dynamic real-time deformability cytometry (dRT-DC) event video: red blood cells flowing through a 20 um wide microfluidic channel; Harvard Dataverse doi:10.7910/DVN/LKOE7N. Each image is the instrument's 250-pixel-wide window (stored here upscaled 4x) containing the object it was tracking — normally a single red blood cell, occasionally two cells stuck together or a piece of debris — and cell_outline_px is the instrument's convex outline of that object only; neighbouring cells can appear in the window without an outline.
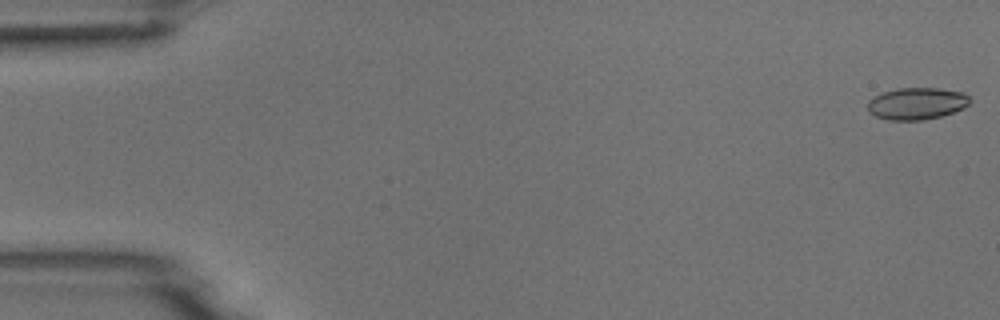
{"species": "common noctule bat (a hibernating species)", "species_latin": "Nyctalus noctula", "temperature_condition": "room temperature", "stored_images_in_passage": 53, "camera_frame_rate_fps": 3000, "um_per_image_px": 0.085, "animal": {"sex": "male", "body_mass_g": 18.8}, "frame": {"image": 1, "passage_image": 1, "time_ms": 0.0, "image_size_px": [1000, 320], "cell_outline_px": [[972, 100], [964, 108], [940, 116], [924, 120], [888, 120], [876, 116], [868, 112], [868, 100], [884, 92], [896, 88], [940, 88], [964, 92]], "centroid_in_image_um": [77.94, 8.8], "position_along_channel_um": 7.1, "area_um2": 19.07}}
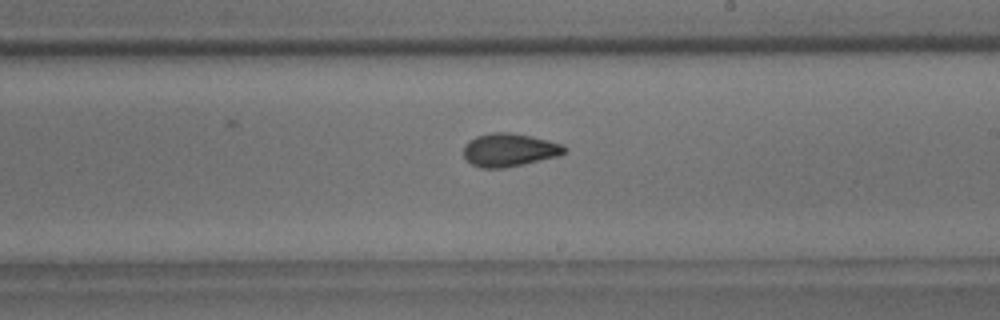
{"frame": {"image": 2, "passage_image": 31, "time_ms": 10.0, "image_size_px": [1000, 320], "cell_outline_px": [[568, 148], [560, 156], [524, 164], [504, 168], [480, 168], [472, 164], [464, 156], [464, 144], [468, 140], [476, 136], [492, 132], [508, 132], [532, 136], [564, 144]], "centroid_in_image_um": [43.31, 12.74], "position_along_channel_um": 245.7, "area_um2": 19.71}}
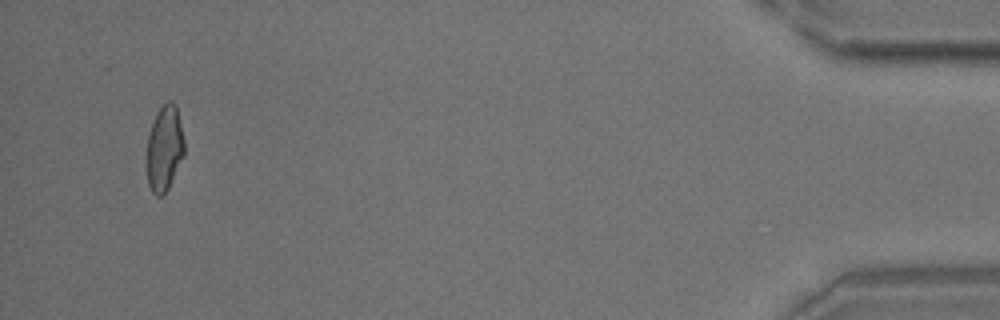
{"frame": {"image": 3, "passage_image": 51, "time_ms": 16.667, "image_size_px": [1000, 320], "cell_outline_px": [[184, 156], [168, 188], [160, 196], [156, 196], [152, 192], [148, 184], [144, 164], [148, 136], [156, 112], [168, 100], [172, 100], [176, 104], [184, 140]], "centroid_in_image_um": [13.94, 12.62], "position_along_channel_um": 421.3, "area_um2": 19.13}}